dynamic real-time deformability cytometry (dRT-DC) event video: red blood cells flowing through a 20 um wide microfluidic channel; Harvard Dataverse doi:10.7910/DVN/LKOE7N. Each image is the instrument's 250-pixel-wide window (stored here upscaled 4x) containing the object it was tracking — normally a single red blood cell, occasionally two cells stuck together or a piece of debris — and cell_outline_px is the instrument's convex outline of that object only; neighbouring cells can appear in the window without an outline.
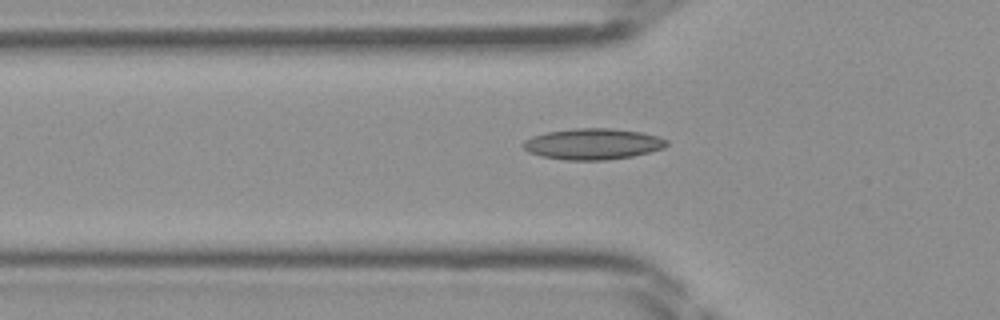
{"species": "Egyptian fruit bat (a non-hibernating species)", "species_latin": "Rousettus aegyptiacus", "temperature_condition": "room temperature", "stored_images_in_passage": 42, "camera_frame_rate_fps": 3000, "um_per_image_px": 0.085, "frame": {"image": 1, "passage_image": 16, "time_ms": 5.0, "image_size_px": [1000, 320], "cell_outline_px": [[668, 144], [664, 148], [632, 156], [604, 160], [564, 160], [544, 156], [528, 152], [520, 144], [524, 140], [532, 136], [544, 132], [576, 128], [612, 128], [640, 132], [656, 136], [668, 140]], "centroid_in_image_um": [50.36, 12.23], "position_along_channel_um": 75.4, "area_um2": 25.95}}
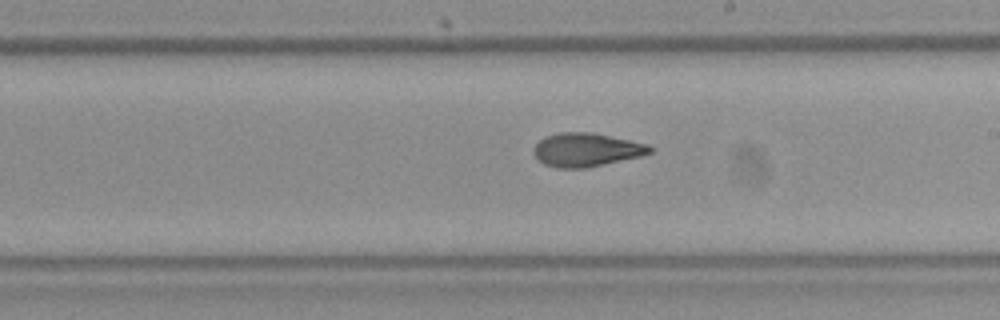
{"frame": {"image": 2, "passage_image": 27, "time_ms": 8.667, "image_size_px": [1000, 320], "cell_outline_px": [[652, 152], [640, 156], [604, 164], [584, 168], [556, 168], [544, 164], [532, 152], [532, 148], [544, 136], [560, 132], [592, 132], [648, 144], [652, 148]], "centroid_in_image_um": [49.81, 12.72], "position_along_channel_um": 239.2, "area_um2": 22.66}}
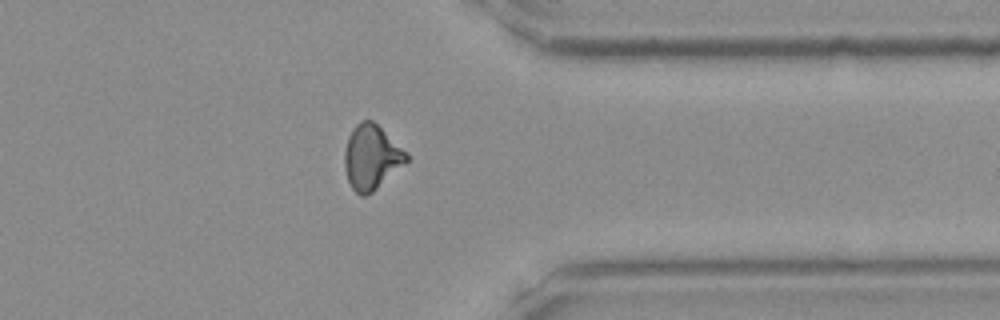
{"frame": {"image": 3, "passage_image": 37, "time_ms": 12.0, "image_size_px": [1000, 320], "cell_outline_px": [[408, 160], [372, 192], [364, 196], [360, 196], [352, 188], [348, 180], [344, 168], [344, 152], [348, 136], [352, 128], [360, 120], [372, 120], [408, 152]], "centroid_in_image_um": [31.55, 13.34], "position_along_channel_um": 379.9, "area_um2": 23.18}}